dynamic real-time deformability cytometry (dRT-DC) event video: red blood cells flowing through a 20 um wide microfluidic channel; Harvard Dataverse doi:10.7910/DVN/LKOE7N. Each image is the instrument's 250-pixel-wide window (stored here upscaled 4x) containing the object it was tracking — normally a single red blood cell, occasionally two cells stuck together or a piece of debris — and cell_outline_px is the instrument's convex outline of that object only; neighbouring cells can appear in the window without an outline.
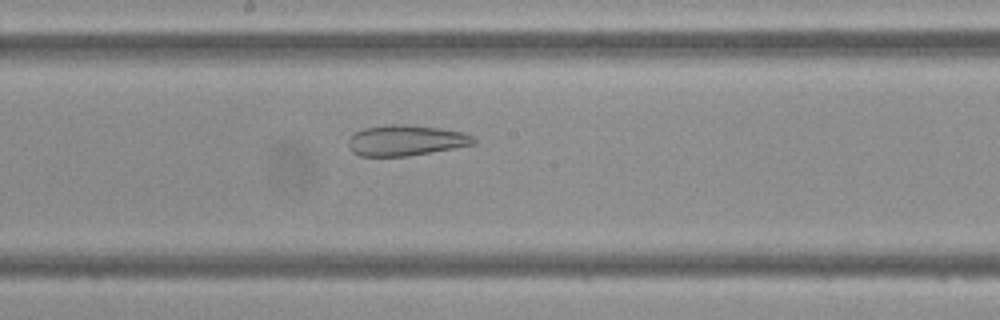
{"species": "Egyptian fruit bat (a non-hibernating species)", "species_latin": "Rousettus aegyptiacus", "temperature_condition": "cold", "stored_images_in_passage": 47, "camera_frame_rate_fps": 3000, "um_per_image_px": 0.085, "frame": {"image": 1, "passage_image": 25, "time_ms": 8.0, "image_size_px": [1000, 320], "cell_outline_px": [[476, 144], [408, 156], [360, 156], [352, 152], [348, 144], [348, 140], [356, 132], [364, 128], [384, 124], [404, 124], [440, 128], [464, 132], [472, 136], [476, 140]], "centroid_in_image_um": [34.5, 11.93], "position_along_channel_um": 213.7, "area_um2": 22.43}}
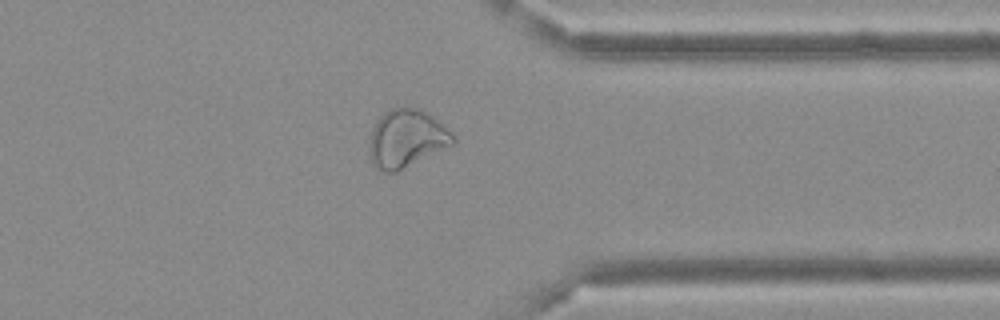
{"frame": {"image": 2, "passage_image": 37, "time_ms": 12.0, "image_size_px": [1000, 320], "cell_outline_px": [[456, 140], [452, 144], [396, 172], [384, 172], [376, 168], [372, 164], [368, 148], [372, 128], [380, 116], [384, 112], [392, 108], [420, 108], [432, 116], [456, 136]], "centroid_in_image_um": [34.52, 11.78], "position_along_channel_um": 376.9, "area_um2": 27.98}}
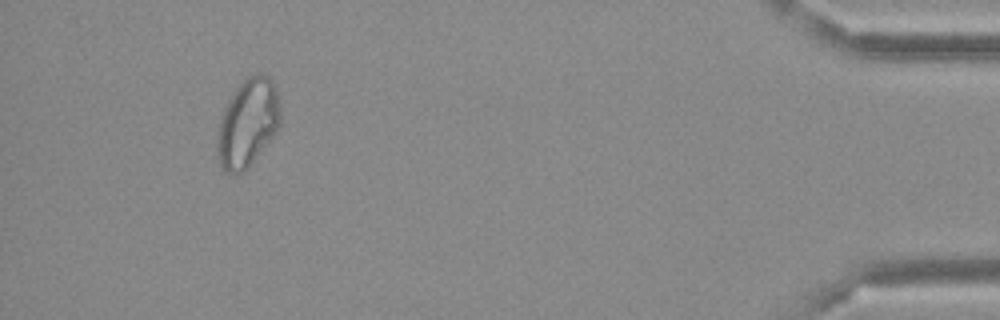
{"frame": {"image": 3, "passage_image": 44, "time_ms": 14.333, "image_size_px": [1000, 320], "cell_outline_px": [[280, 128], [248, 168], [244, 172], [236, 176], [232, 176], [224, 172], [220, 164], [216, 140], [220, 116], [228, 100], [236, 88], [248, 76], [256, 72], [260, 72], [268, 76], [272, 80], [276, 88], [280, 104]], "centroid_in_image_um": [21.06, 10.48], "position_along_channel_um": 414.1, "area_um2": 33.0}}